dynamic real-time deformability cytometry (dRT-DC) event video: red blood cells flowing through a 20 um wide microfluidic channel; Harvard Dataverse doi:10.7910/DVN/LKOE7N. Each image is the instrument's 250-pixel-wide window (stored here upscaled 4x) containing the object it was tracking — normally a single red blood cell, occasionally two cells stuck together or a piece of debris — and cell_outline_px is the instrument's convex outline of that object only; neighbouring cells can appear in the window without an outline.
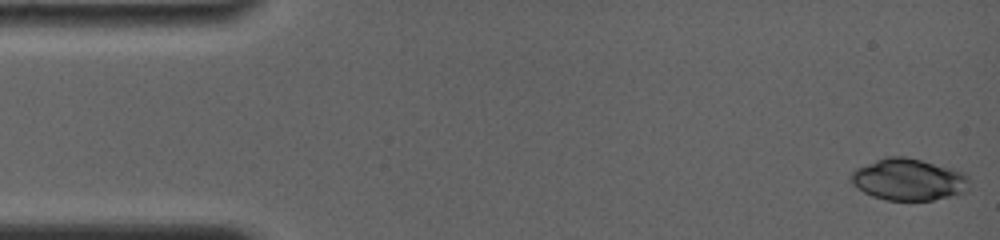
{"species": "common noctule bat (a hibernating species)", "species_latin": "Nyctalus noctula", "temperature_condition": "room temperature", "stored_images_in_passage": 13, "camera_frame_rate_fps": 4000, "um_per_image_px": 0.085, "animal": {"sex": "female", "body_mass_g": 19.0, "forearm_length_mm": 56.7}, "frame": {"image": 1, "passage_image": 1, "time_ms": 0.0, "image_size_px": [1000, 240], "cell_outline_px": [[968, 192], [932, 200], [884, 200], [872, 196], [864, 192], [852, 184], [848, 176], [856, 168], [876, 160], [888, 156], [904, 156], [952, 168], [964, 172], [968, 176]], "centroid_in_image_um": [77.22, 15.26], "position_along_channel_um": 7.8, "area_um2": 28.9}}